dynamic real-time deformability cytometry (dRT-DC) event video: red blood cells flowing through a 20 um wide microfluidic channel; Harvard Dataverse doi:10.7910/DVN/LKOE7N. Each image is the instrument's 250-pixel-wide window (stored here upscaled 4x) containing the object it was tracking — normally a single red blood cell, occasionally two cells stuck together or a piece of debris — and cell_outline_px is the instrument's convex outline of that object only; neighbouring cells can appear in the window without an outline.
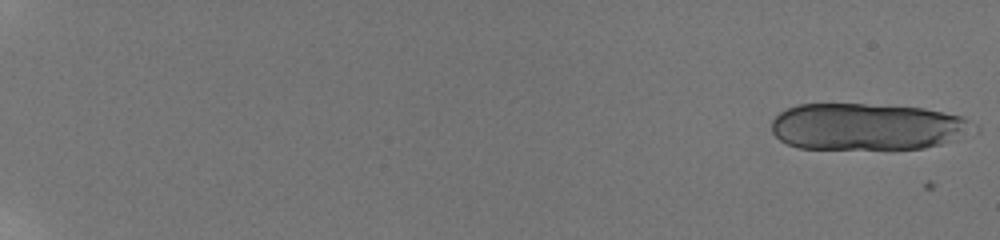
{"species": "human", "species_latin": "Homo sapiens", "temperature_condition": "room temperature", "stored_images_in_passage": 12, "camera_frame_rate_fps": 3000, "um_per_image_px": 0.085, "donor": {"sex": "male"}, "frame": {"image": 1, "passage_image": 1, "time_ms": 0.0, "image_size_px": [1000, 240], "cell_outline_px": [[980, 132], [940, 144], [924, 148], [796, 148], [780, 140], [772, 132], [772, 120], [780, 112], [796, 104], [864, 104], [924, 108], [964, 116], [976, 124], [980, 128]], "centroid_in_image_um": [73.8, 10.76], "position_along_channel_um": 11.2, "area_um2": 55.49}}
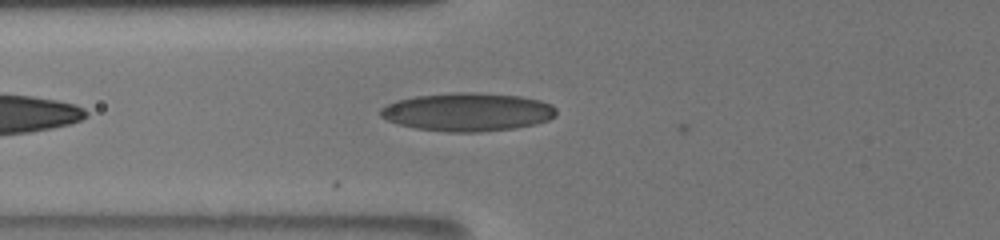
{"frame": {"image": 2, "passage_image": 10, "time_ms": 8.667, "image_size_px": [1000, 240], "cell_outline_px": [[556, 116], [548, 120], [536, 124], [516, 128], [480, 132], [448, 132], [416, 128], [400, 124], [388, 120], [380, 116], [380, 108], [396, 100], [416, 96], [452, 92], [476, 92], [520, 96], [540, 100], [552, 104], [556, 108]], "centroid_in_image_um": [39.78, 9.51], "position_along_channel_um": 86.0, "area_um2": 39.42}}
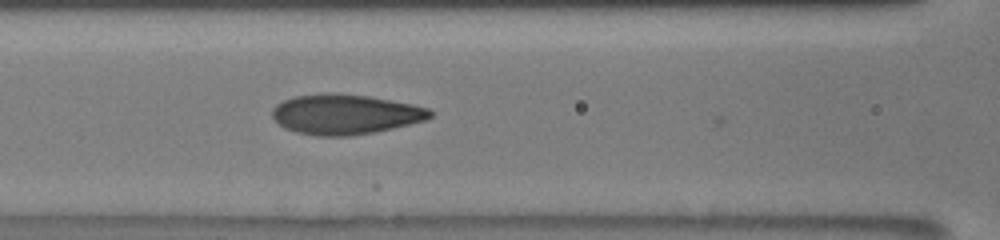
{"frame": {"image": 3, "passage_image": 12, "time_ms": 10.0, "image_size_px": [1000, 240], "cell_outline_px": [[432, 116], [428, 120], [376, 132], [352, 136], [316, 136], [296, 132], [284, 128], [272, 116], [272, 108], [276, 104], [292, 96], [368, 96], [412, 104], [428, 108], [432, 112]], "centroid_in_image_um": [29.38, 9.77], "position_along_channel_um": 137.2, "area_um2": 36.01}}